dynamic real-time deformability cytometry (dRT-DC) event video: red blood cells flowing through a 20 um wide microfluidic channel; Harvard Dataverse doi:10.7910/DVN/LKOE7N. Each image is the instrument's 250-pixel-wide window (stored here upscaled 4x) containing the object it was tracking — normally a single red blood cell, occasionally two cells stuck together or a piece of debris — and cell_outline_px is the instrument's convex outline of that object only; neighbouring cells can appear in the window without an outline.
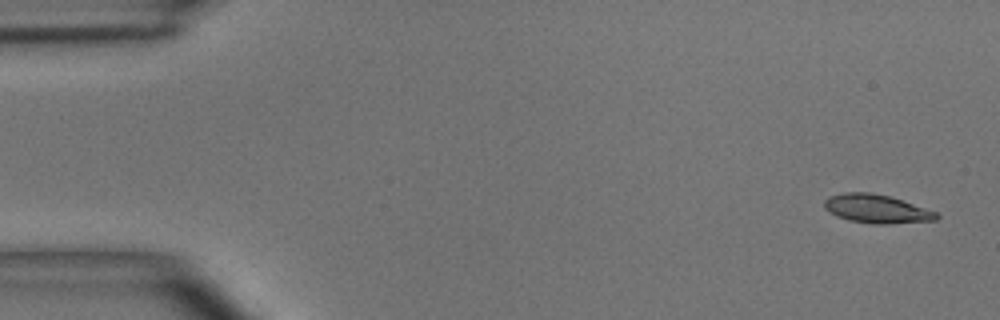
{"species": "common noctule bat (a hibernating species)", "species_latin": "Nyctalus noctula", "temperature_condition": "room temperature", "stored_images_in_passage": 5, "camera_frame_rate_fps": 3000, "um_per_image_px": 0.085, "animal": {"sex": "male", "body_mass_g": 15.6}, "frame": {"image": 1, "passage_image": 1, "time_ms": 0.0, "image_size_px": [1000, 320], "cell_outline_px": [[940, 216], [936, 220], [888, 224], [872, 224], [848, 220], [836, 216], [828, 212], [824, 208], [824, 200], [832, 196], [844, 192], [868, 192], [888, 196], [936, 212]], "centroid_in_image_um": [74.47, 17.76], "position_along_channel_um": 10.5, "area_um2": 18.5}}
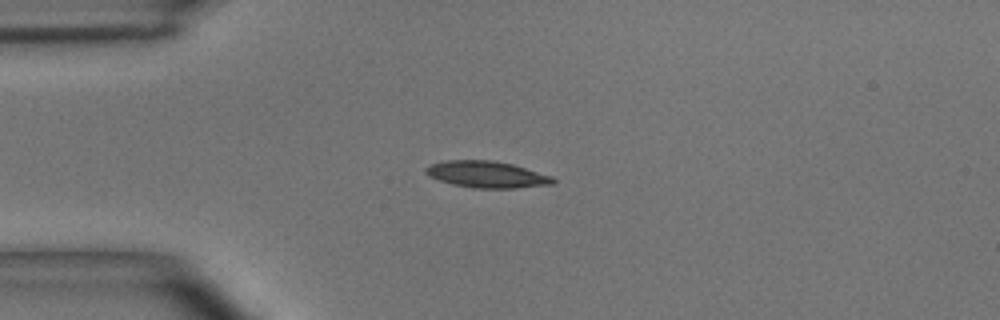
{"frame": {"image": 2, "passage_image": 3, "time_ms": 0.667, "image_size_px": [1000, 320], "cell_outline_px": [[556, 180], [552, 184], [516, 188], [472, 188], [452, 184], [428, 176], [424, 172], [424, 168], [432, 164], [444, 160], [492, 160], [512, 164], [552, 176]], "centroid_in_image_um": [41.35, 14.83], "position_along_channel_um": 43.7, "area_um2": 19.71}}
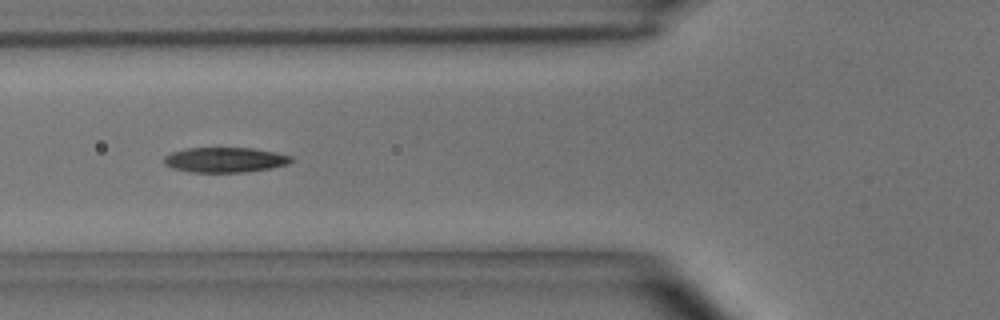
{"frame": {"image": 3, "passage_image": 5, "time_ms": 1.333, "image_size_px": [1000, 320], "cell_outline_px": [[292, 160], [288, 164], [272, 168], [244, 172], [192, 172], [172, 168], [164, 164], [164, 156], [172, 152], [184, 148], [252, 148], [276, 152], [292, 156]], "centroid_in_image_um": [19.12, 13.58], "position_along_channel_um": 106.7, "area_um2": 18.61}}